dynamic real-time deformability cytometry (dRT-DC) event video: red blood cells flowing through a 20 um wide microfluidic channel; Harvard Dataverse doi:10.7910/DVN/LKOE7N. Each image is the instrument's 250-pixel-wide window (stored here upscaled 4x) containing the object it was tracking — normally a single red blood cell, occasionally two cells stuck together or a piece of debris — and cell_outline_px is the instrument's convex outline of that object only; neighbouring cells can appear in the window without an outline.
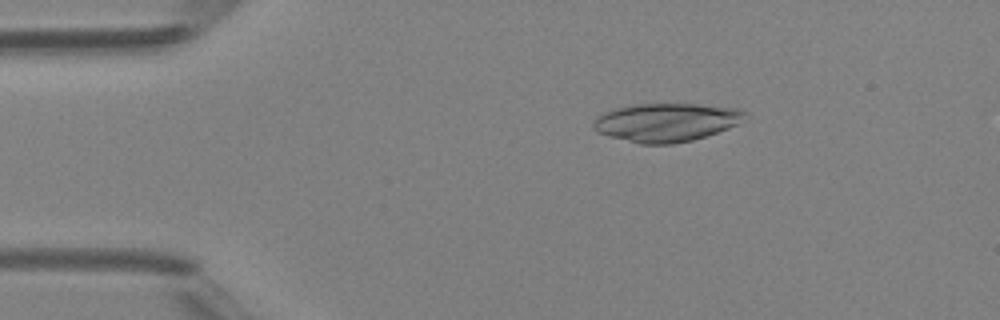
{"species": "Egyptian fruit bat (a non-hibernating species)", "species_latin": "Rousettus aegyptiacus", "temperature_condition": "room temperature", "stored_images_in_passage": 6, "camera_frame_rate_fps": 3000, "um_per_image_px": 0.085, "animal": {"sex": "female"}, "frame": {"image": 1, "passage_image": 3, "time_ms": 2.333, "image_size_px": [1000, 320], "cell_outline_px": [[748, 120], [728, 128], [692, 140], [672, 144], [640, 144], [608, 136], [596, 132], [592, 124], [596, 116], [604, 112], [616, 108], [632, 104], [696, 104], [740, 108], [748, 112]], "centroid_in_image_um": [56.66, 10.39], "position_along_channel_um": 28.3, "area_um2": 34.28}}
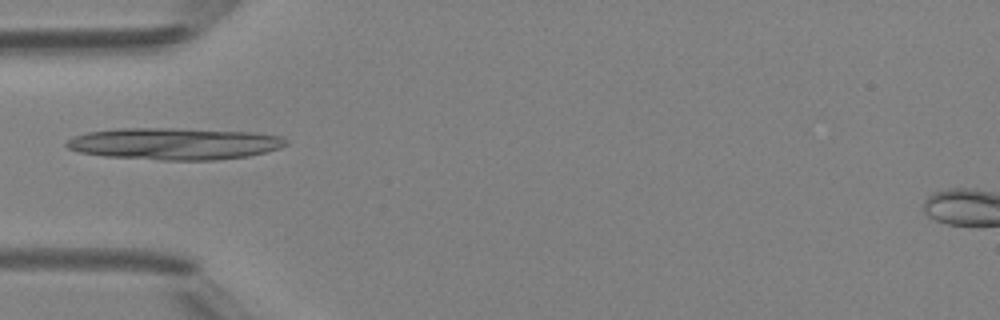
{"frame": {"image": 2, "passage_image": 5, "time_ms": 4.667, "image_size_px": [1000, 320], "cell_outline_px": [[288, 144], [280, 148], [248, 156], [216, 160], [164, 160], [104, 156], [80, 152], [68, 148], [64, 144], [72, 136], [88, 132], [116, 128], [176, 128], [256, 132], [280, 136], [288, 140]], "centroid_in_image_um": [14.83, 12.21], "position_along_channel_um": 70.2, "area_um2": 40.92}}
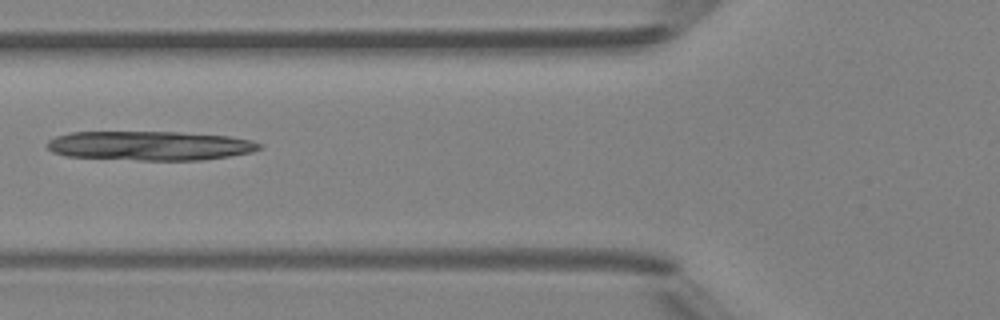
{"frame": {"image": 3, "passage_image": 6, "time_ms": 5.667, "image_size_px": [1000, 320], "cell_outline_px": [[264, 144], [260, 148], [252, 152], [228, 156], [200, 160], [140, 160], [64, 156], [52, 152], [48, 148], [48, 140], [56, 136], [72, 132], [180, 132], [228, 136], [252, 140]], "centroid_in_image_um": [12.75, 12.38], "position_along_channel_um": 113.1, "area_um2": 36.18}}